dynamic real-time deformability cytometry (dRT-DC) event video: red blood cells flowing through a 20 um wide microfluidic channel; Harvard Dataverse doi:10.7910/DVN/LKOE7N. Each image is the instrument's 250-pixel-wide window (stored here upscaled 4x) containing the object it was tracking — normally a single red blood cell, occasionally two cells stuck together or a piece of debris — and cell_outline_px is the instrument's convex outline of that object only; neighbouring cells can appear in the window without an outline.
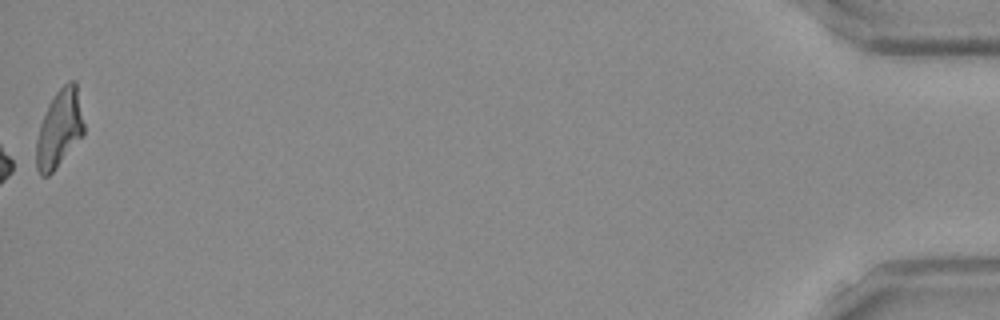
{"species": "Egyptian fruit bat (a non-hibernating species)", "species_latin": "Rousettus aegyptiacus", "temperature_condition": "room temperature", "stored_images_in_passage": 49, "camera_frame_rate_fps": 3000, "um_per_image_px": 0.085, "frame": {"image": 1, "passage_image": 49, "time_ms": 16.0, "image_size_px": [1000, 320], "cell_outline_px": [[84, 132], [56, 168], [48, 176], [40, 176], [36, 168], [36, 140], [40, 124], [48, 104], [56, 92], [68, 80], [76, 80], [84, 124]], "centroid_in_image_um": [5.03, 10.92], "position_along_channel_um": 430.2, "area_um2": 21.39}}